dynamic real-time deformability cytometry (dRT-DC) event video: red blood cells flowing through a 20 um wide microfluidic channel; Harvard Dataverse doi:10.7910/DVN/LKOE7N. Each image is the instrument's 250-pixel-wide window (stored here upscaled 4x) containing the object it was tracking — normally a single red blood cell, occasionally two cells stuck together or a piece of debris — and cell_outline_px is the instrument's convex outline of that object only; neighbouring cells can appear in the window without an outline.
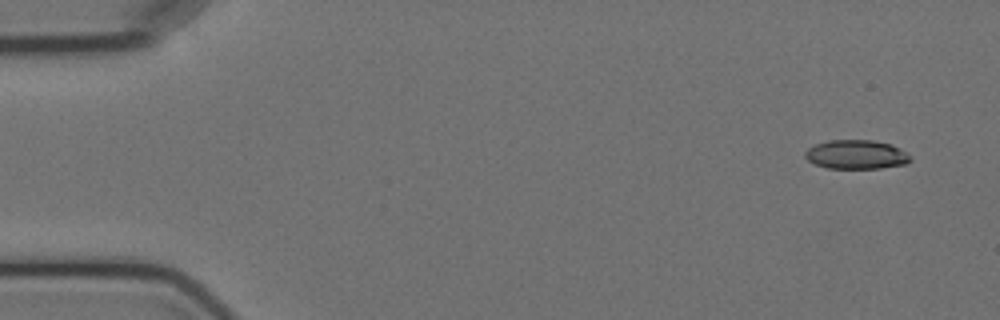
{"species": "Egyptian fruit bat (a non-hibernating species)", "species_latin": "Rousettus aegyptiacus", "temperature_condition": "cold", "stored_images_in_passage": 6, "camera_frame_rate_fps": 3000, "um_per_image_px": 0.085, "animal": {"sex": "female"}, "frame": {"image": 1, "passage_image": 1, "time_ms": 0.0, "image_size_px": [1000, 320], "cell_outline_px": [[912, 160], [908, 164], [880, 168], [828, 168], [816, 164], [808, 160], [804, 156], [804, 152], [808, 148], [816, 144], [828, 140], [872, 140], [892, 144], [912, 156]], "centroid_in_image_um": [72.81, 13.13], "position_along_channel_um": 12.2, "area_um2": 17.92}}
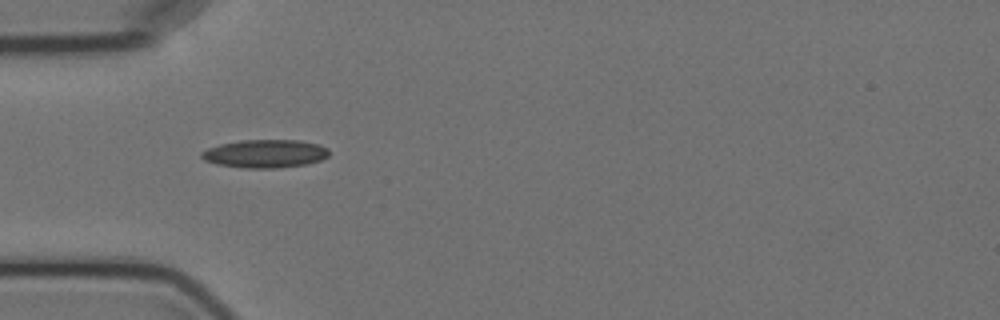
{"frame": {"image": 2, "passage_image": 5, "time_ms": 4.667, "image_size_px": [1000, 320], "cell_outline_px": [[328, 156], [320, 160], [308, 164], [280, 168], [244, 168], [216, 164], [204, 160], [200, 156], [200, 152], [208, 148], [220, 144], [240, 140], [300, 140], [320, 144], [328, 148]], "centroid_in_image_um": [22.53, 13.06], "position_along_channel_um": 62.5, "area_um2": 21.15}}
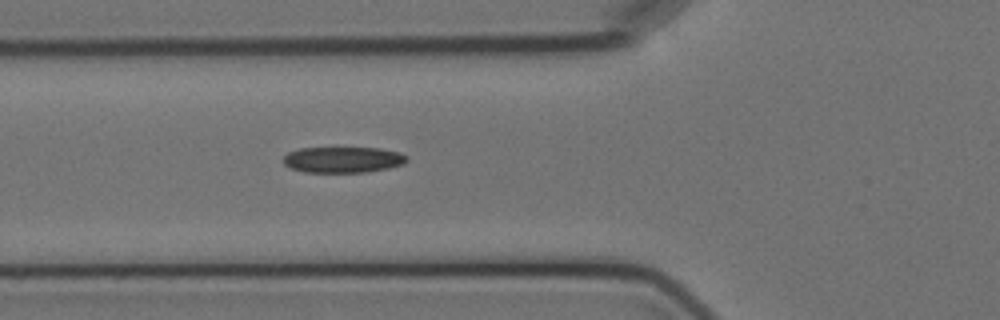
{"frame": {"image": 3, "passage_image": 6, "time_ms": 5.667, "image_size_px": [1000, 320], "cell_outline_px": [[408, 160], [404, 164], [388, 168], [364, 172], [304, 172], [292, 168], [284, 164], [284, 156], [288, 152], [300, 148], [380, 148], [400, 152], [408, 156]], "centroid_in_image_um": [29.18, 13.57], "position_along_channel_um": 96.6, "area_um2": 18.67}}